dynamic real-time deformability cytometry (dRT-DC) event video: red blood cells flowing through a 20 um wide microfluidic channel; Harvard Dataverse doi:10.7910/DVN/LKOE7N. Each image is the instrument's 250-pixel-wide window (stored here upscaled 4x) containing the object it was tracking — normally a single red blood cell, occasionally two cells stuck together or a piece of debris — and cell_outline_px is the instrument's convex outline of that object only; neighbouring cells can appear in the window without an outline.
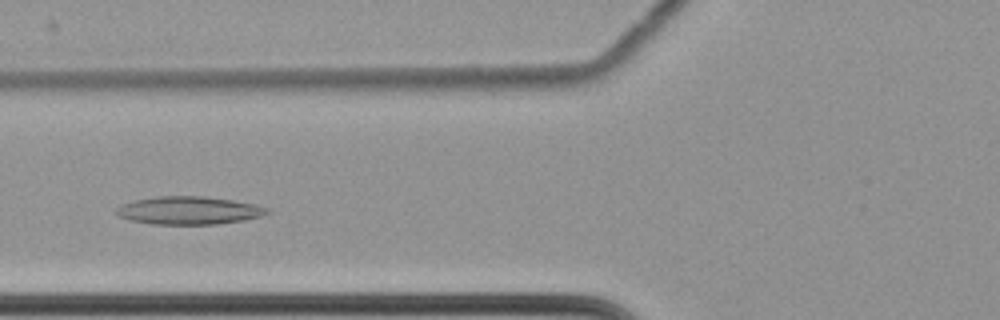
{"species": "common noctule bat (a hibernating species)", "species_latin": "Nyctalus noctula", "temperature_condition": "cold", "stored_images_in_passage": 46, "camera_frame_rate_fps": 3000, "um_per_image_px": 0.085, "animal": {"sex": "female", "body_mass_g": 22.7, "forearm_length_mm": 54.2}, "frame": {"image": 1, "passage_image": 10, "time_ms": 3.0, "image_size_px": [1000, 320], "cell_outline_px": [[272, 212], [260, 216], [244, 220], [216, 224], [152, 224], [128, 220], [116, 216], [116, 208], [120, 204], [132, 200], [156, 196], [204, 196], [236, 200], [256, 204], [268, 208]], "centroid_in_image_um": [16.03, 17.88], "position_along_channel_um": 109.8, "area_um2": 24.97}}
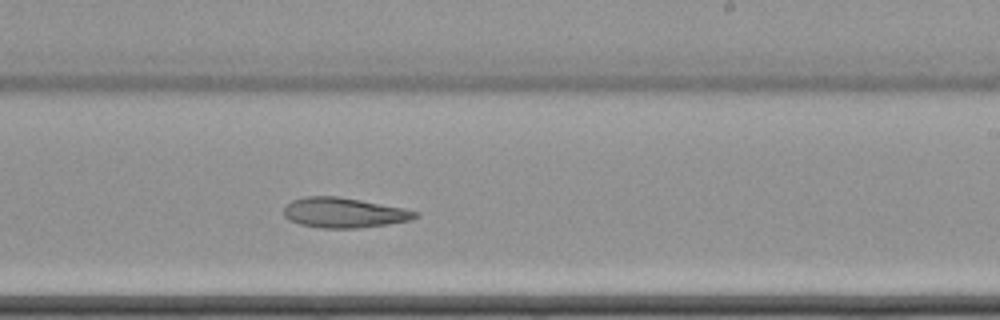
{"frame": {"image": 2, "passage_image": 23, "time_ms": 7.333, "image_size_px": [1000, 320], "cell_outline_px": [[420, 216], [412, 220], [388, 224], [356, 228], [320, 228], [300, 224], [288, 220], [284, 216], [284, 204], [292, 200], [304, 196], [340, 196], [404, 208], [420, 212]], "centroid_in_image_um": [29.23, 18.07], "position_along_channel_um": 259.8, "area_um2": 23.35}}
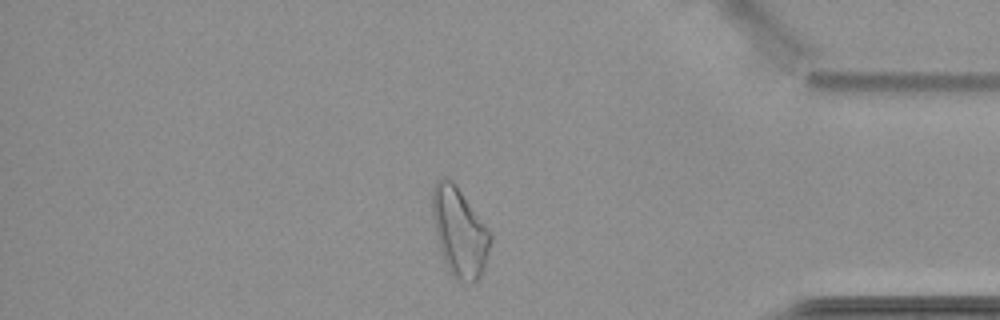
{"frame": {"image": 3, "passage_image": 37, "time_ms": 12.0, "image_size_px": [1000, 320], "cell_outline_px": [[492, 240], [480, 276], [472, 284], [456, 280], [448, 272], [444, 264], [436, 232], [432, 212], [432, 188], [436, 180], [440, 176], [452, 180], [456, 184], [492, 232]], "centroid_in_image_um": [39.06, 19.7], "position_along_channel_um": 396.1, "area_um2": 30.35}}